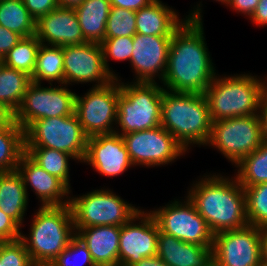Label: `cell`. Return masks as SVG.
<instances>
[{
	"mask_svg": "<svg viewBox=\"0 0 267 266\" xmlns=\"http://www.w3.org/2000/svg\"><path fill=\"white\" fill-rule=\"evenodd\" d=\"M261 262H267V228L261 229Z\"/></svg>",
	"mask_w": 267,
	"mask_h": 266,
	"instance_id": "cell-46",
	"label": "cell"
},
{
	"mask_svg": "<svg viewBox=\"0 0 267 266\" xmlns=\"http://www.w3.org/2000/svg\"><path fill=\"white\" fill-rule=\"evenodd\" d=\"M157 256L169 266H204L213 257V246L183 242L159 230Z\"/></svg>",
	"mask_w": 267,
	"mask_h": 266,
	"instance_id": "cell-22",
	"label": "cell"
},
{
	"mask_svg": "<svg viewBox=\"0 0 267 266\" xmlns=\"http://www.w3.org/2000/svg\"><path fill=\"white\" fill-rule=\"evenodd\" d=\"M27 190L17 170L0 172V208L20 227L28 204Z\"/></svg>",
	"mask_w": 267,
	"mask_h": 266,
	"instance_id": "cell-24",
	"label": "cell"
},
{
	"mask_svg": "<svg viewBox=\"0 0 267 266\" xmlns=\"http://www.w3.org/2000/svg\"><path fill=\"white\" fill-rule=\"evenodd\" d=\"M23 2L35 21L58 7L56 0H23Z\"/></svg>",
	"mask_w": 267,
	"mask_h": 266,
	"instance_id": "cell-39",
	"label": "cell"
},
{
	"mask_svg": "<svg viewBox=\"0 0 267 266\" xmlns=\"http://www.w3.org/2000/svg\"><path fill=\"white\" fill-rule=\"evenodd\" d=\"M75 229L94 226H122L140 210L110 190H95L70 198Z\"/></svg>",
	"mask_w": 267,
	"mask_h": 266,
	"instance_id": "cell-8",
	"label": "cell"
},
{
	"mask_svg": "<svg viewBox=\"0 0 267 266\" xmlns=\"http://www.w3.org/2000/svg\"><path fill=\"white\" fill-rule=\"evenodd\" d=\"M22 38L18 33L0 25V61Z\"/></svg>",
	"mask_w": 267,
	"mask_h": 266,
	"instance_id": "cell-40",
	"label": "cell"
},
{
	"mask_svg": "<svg viewBox=\"0 0 267 266\" xmlns=\"http://www.w3.org/2000/svg\"><path fill=\"white\" fill-rule=\"evenodd\" d=\"M110 8L109 0H84L74 8L82 34L87 42L100 44L105 39Z\"/></svg>",
	"mask_w": 267,
	"mask_h": 266,
	"instance_id": "cell-25",
	"label": "cell"
},
{
	"mask_svg": "<svg viewBox=\"0 0 267 266\" xmlns=\"http://www.w3.org/2000/svg\"><path fill=\"white\" fill-rule=\"evenodd\" d=\"M236 179L243 188L267 182V144L262 143L237 165Z\"/></svg>",
	"mask_w": 267,
	"mask_h": 266,
	"instance_id": "cell-30",
	"label": "cell"
},
{
	"mask_svg": "<svg viewBox=\"0 0 267 266\" xmlns=\"http://www.w3.org/2000/svg\"><path fill=\"white\" fill-rule=\"evenodd\" d=\"M216 1H220V2H222L223 4H226V5H228L229 2H230V0H216Z\"/></svg>",
	"mask_w": 267,
	"mask_h": 266,
	"instance_id": "cell-51",
	"label": "cell"
},
{
	"mask_svg": "<svg viewBox=\"0 0 267 266\" xmlns=\"http://www.w3.org/2000/svg\"><path fill=\"white\" fill-rule=\"evenodd\" d=\"M213 258L220 266H260L261 228L248 224L214 234Z\"/></svg>",
	"mask_w": 267,
	"mask_h": 266,
	"instance_id": "cell-14",
	"label": "cell"
},
{
	"mask_svg": "<svg viewBox=\"0 0 267 266\" xmlns=\"http://www.w3.org/2000/svg\"><path fill=\"white\" fill-rule=\"evenodd\" d=\"M199 4L173 33L163 84L173 92L204 94L215 68L205 43Z\"/></svg>",
	"mask_w": 267,
	"mask_h": 266,
	"instance_id": "cell-1",
	"label": "cell"
},
{
	"mask_svg": "<svg viewBox=\"0 0 267 266\" xmlns=\"http://www.w3.org/2000/svg\"><path fill=\"white\" fill-rule=\"evenodd\" d=\"M201 178L187 197L214 234L248 225L244 188L234 177L219 175Z\"/></svg>",
	"mask_w": 267,
	"mask_h": 266,
	"instance_id": "cell-2",
	"label": "cell"
},
{
	"mask_svg": "<svg viewBox=\"0 0 267 266\" xmlns=\"http://www.w3.org/2000/svg\"><path fill=\"white\" fill-rule=\"evenodd\" d=\"M64 84L96 82L94 87L106 85L115 77L106 69L101 44L86 42L63 46Z\"/></svg>",
	"mask_w": 267,
	"mask_h": 266,
	"instance_id": "cell-15",
	"label": "cell"
},
{
	"mask_svg": "<svg viewBox=\"0 0 267 266\" xmlns=\"http://www.w3.org/2000/svg\"><path fill=\"white\" fill-rule=\"evenodd\" d=\"M119 133L115 131L112 134L89 137L83 162L89 163L102 175L110 177L122 174L133 166Z\"/></svg>",
	"mask_w": 267,
	"mask_h": 266,
	"instance_id": "cell-18",
	"label": "cell"
},
{
	"mask_svg": "<svg viewBox=\"0 0 267 266\" xmlns=\"http://www.w3.org/2000/svg\"><path fill=\"white\" fill-rule=\"evenodd\" d=\"M258 117L261 123V132H262V142L267 144V98L262 97Z\"/></svg>",
	"mask_w": 267,
	"mask_h": 266,
	"instance_id": "cell-44",
	"label": "cell"
},
{
	"mask_svg": "<svg viewBox=\"0 0 267 266\" xmlns=\"http://www.w3.org/2000/svg\"><path fill=\"white\" fill-rule=\"evenodd\" d=\"M42 80L64 84V55L63 47L42 44L37 52L34 72L31 81L40 83Z\"/></svg>",
	"mask_w": 267,
	"mask_h": 266,
	"instance_id": "cell-27",
	"label": "cell"
},
{
	"mask_svg": "<svg viewBox=\"0 0 267 266\" xmlns=\"http://www.w3.org/2000/svg\"><path fill=\"white\" fill-rule=\"evenodd\" d=\"M21 227L0 208V242L19 239Z\"/></svg>",
	"mask_w": 267,
	"mask_h": 266,
	"instance_id": "cell-38",
	"label": "cell"
},
{
	"mask_svg": "<svg viewBox=\"0 0 267 266\" xmlns=\"http://www.w3.org/2000/svg\"><path fill=\"white\" fill-rule=\"evenodd\" d=\"M213 121L258 114L264 96V81L240 74L214 77L204 93Z\"/></svg>",
	"mask_w": 267,
	"mask_h": 266,
	"instance_id": "cell-5",
	"label": "cell"
},
{
	"mask_svg": "<svg viewBox=\"0 0 267 266\" xmlns=\"http://www.w3.org/2000/svg\"><path fill=\"white\" fill-rule=\"evenodd\" d=\"M80 257L83 259V262L75 266H82L85 263L89 264V266H96L87 246L76 235L70 241L69 245L50 263L49 266H74L70 262H73L75 259L78 261V258L80 259ZM71 259H73V261H70ZM82 259L80 260L82 261Z\"/></svg>",
	"mask_w": 267,
	"mask_h": 266,
	"instance_id": "cell-37",
	"label": "cell"
},
{
	"mask_svg": "<svg viewBox=\"0 0 267 266\" xmlns=\"http://www.w3.org/2000/svg\"><path fill=\"white\" fill-rule=\"evenodd\" d=\"M136 32V11L111 6L105 38L133 37Z\"/></svg>",
	"mask_w": 267,
	"mask_h": 266,
	"instance_id": "cell-34",
	"label": "cell"
},
{
	"mask_svg": "<svg viewBox=\"0 0 267 266\" xmlns=\"http://www.w3.org/2000/svg\"><path fill=\"white\" fill-rule=\"evenodd\" d=\"M100 44L103 51L105 67L116 78V74L109 68L107 58L110 57L118 61L129 59L130 61L133 52V37L105 38Z\"/></svg>",
	"mask_w": 267,
	"mask_h": 266,
	"instance_id": "cell-35",
	"label": "cell"
},
{
	"mask_svg": "<svg viewBox=\"0 0 267 266\" xmlns=\"http://www.w3.org/2000/svg\"><path fill=\"white\" fill-rule=\"evenodd\" d=\"M163 91L157 82H120L116 121L121 127L120 135L161 125Z\"/></svg>",
	"mask_w": 267,
	"mask_h": 266,
	"instance_id": "cell-6",
	"label": "cell"
},
{
	"mask_svg": "<svg viewBox=\"0 0 267 266\" xmlns=\"http://www.w3.org/2000/svg\"><path fill=\"white\" fill-rule=\"evenodd\" d=\"M25 152L46 172L69 183V159L74 157L66 152L50 148H25Z\"/></svg>",
	"mask_w": 267,
	"mask_h": 266,
	"instance_id": "cell-32",
	"label": "cell"
},
{
	"mask_svg": "<svg viewBox=\"0 0 267 266\" xmlns=\"http://www.w3.org/2000/svg\"><path fill=\"white\" fill-rule=\"evenodd\" d=\"M133 266H169L157 255L146 257L134 264Z\"/></svg>",
	"mask_w": 267,
	"mask_h": 266,
	"instance_id": "cell-45",
	"label": "cell"
},
{
	"mask_svg": "<svg viewBox=\"0 0 267 266\" xmlns=\"http://www.w3.org/2000/svg\"><path fill=\"white\" fill-rule=\"evenodd\" d=\"M0 25L22 37L36 34V21L23 0H0Z\"/></svg>",
	"mask_w": 267,
	"mask_h": 266,
	"instance_id": "cell-29",
	"label": "cell"
},
{
	"mask_svg": "<svg viewBox=\"0 0 267 266\" xmlns=\"http://www.w3.org/2000/svg\"><path fill=\"white\" fill-rule=\"evenodd\" d=\"M249 225L267 228V182L244 188Z\"/></svg>",
	"mask_w": 267,
	"mask_h": 266,
	"instance_id": "cell-33",
	"label": "cell"
},
{
	"mask_svg": "<svg viewBox=\"0 0 267 266\" xmlns=\"http://www.w3.org/2000/svg\"><path fill=\"white\" fill-rule=\"evenodd\" d=\"M58 7L62 8H76L84 0H56Z\"/></svg>",
	"mask_w": 267,
	"mask_h": 266,
	"instance_id": "cell-47",
	"label": "cell"
},
{
	"mask_svg": "<svg viewBox=\"0 0 267 266\" xmlns=\"http://www.w3.org/2000/svg\"><path fill=\"white\" fill-rule=\"evenodd\" d=\"M134 166H159L173 162L186 150L161 125L121 135Z\"/></svg>",
	"mask_w": 267,
	"mask_h": 266,
	"instance_id": "cell-13",
	"label": "cell"
},
{
	"mask_svg": "<svg viewBox=\"0 0 267 266\" xmlns=\"http://www.w3.org/2000/svg\"><path fill=\"white\" fill-rule=\"evenodd\" d=\"M17 172L21 175L25 188L31 186L42 201V206L69 205V199H64L71 193L68 186L60 178L49 174L41 168L26 152L22 154L17 165Z\"/></svg>",
	"mask_w": 267,
	"mask_h": 266,
	"instance_id": "cell-20",
	"label": "cell"
},
{
	"mask_svg": "<svg viewBox=\"0 0 267 266\" xmlns=\"http://www.w3.org/2000/svg\"><path fill=\"white\" fill-rule=\"evenodd\" d=\"M75 231L87 246L96 266H119L121 226H94Z\"/></svg>",
	"mask_w": 267,
	"mask_h": 266,
	"instance_id": "cell-21",
	"label": "cell"
},
{
	"mask_svg": "<svg viewBox=\"0 0 267 266\" xmlns=\"http://www.w3.org/2000/svg\"><path fill=\"white\" fill-rule=\"evenodd\" d=\"M171 203L150 211L159 230L183 242L213 246L214 233L189 198H186L185 204L176 200Z\"/></svg>",
	"mask_w": 267,
	"mask_h": 266,
	"instance_id": "cell-12",
	"label": "cell"
},
{
	"mask_svg": "<svg viewBox=\"0 0 267 266\" xmlns=\"http://www.w3.org/2000/svg\"><path fill=\"white\" fill-rule=\"evenodd\" d=\"M259 1L260 0H230L228 6L233 8L235 11L248 15L250 18Z\"/></svg>",
	"mask_w": 267,
	"mask_h": 266,
	"instance_id": "cell-41",
	"label": "cell"
},
{
	"mask_svg": "<svg viewBox=\"0 0 267 266\" xmlns=\"http://www.w3.org/2000/svg\"><path fill=\"white\" fill-rule=\"evenodd\" d=\"M25 148H50L66 152L83 162L87 140L74 113L68 116L43 118L34 121L25 131Z\"/></svg>",
	"mask_w": 267,
	"mask_h": 266,
	"instance_id": "cell-7",
	"label": "cell"
},
{
	"mask_svg": "<svg viewBox=\"0 0 267 266\" xmlns=\"http://www.w3.org/2000/svg\"><path fill=\"white\" fill-rule=\"evenodd\" d=\"M266 80L264 81V96L267 98V82H266Z\"/></svg>",
	"mask_w": 267,
	"mask_h": 266,
	"instance_id": "cell-50",
	"label": "cell"
},
{
	"mask_svg": "<svg viewBox=\"0 0 267 266\" xmlns=\"http://www.w3.org/2000/svg\"><path fill=\"white\" fill-rule=\"evenodd\" d=\"M41 42L36 35L23 37L1 60L6 66L32 76Z\"/></svg>",
	"mask_w": 267,
	"mask_h": 266,
	"instance_id": "cell-31",
	"label": "cell"
},
{
	"mask_svg": "<svg viewBox=\"0 0 267 266\" xmlns=\"http://www.w3.org/2000/svg\"><path fill=\"white\" fill-rule=\"evenodd\" d=\"M11 119L12 115L0 107V129L3 128Z\"/></svg>",
	"mask_w": 267,
	"mask_h": 266,
	"instance_id": "cell-48",
	"label": "cell"
},
{
	"mask_svg": "<svg viewBox=\"0 0 267 266\" xmlns=\"http://www.w3.org/2000/svg\"><path fill=\"white\" fill-rule=\"evenodd\" d=\"M120 81L116 77L106 85L93 87L84 97L76 94L75 114L88 138L116 131L112 125L117 121Z\"/></svg>",
	"mask_w": 267,
	"mask_h": 266,
	"instance_id": "cell-10",
	"label": "cell"
},
{
	"mask_svg": "<svg viewBox=\"0 0 267 266\" xmlns=\"http://www.w3.org/2000/svg\"><path fill=\"white\" fill-rule=\"evenodd\" d=\"M63 85L48 88L31 82L12 119L25 131L36 120L74 114L76 93Z\"/></svg>",
	"mask_w": 267,
	"mask_h": 266,
	"instance_id": "cell-11",
	"label": "cell"
},
{
	"mask_svg": "<svg viewBox=\"0 0 267 266\" xmlns=\"http://www.w3.org/2000/svg\"><path fill=\"white\" fill-rule=\"evenodd\" d=\"M254 24L258 26L267 25V0H260L256 6L255 11L249 18Z\"/></svg>",
	"mask_w": 267,
	"mask_h": 266,
	"instance_id": "cell-43",
	"label": "cell"
},
{
	"mask_svg": "<svg viewBox=\"0 0 267 266\" xmlns=\"http://www.w3.org/2000/svg\"><path fill=\"white\" fill-rule=\"evenodd\" d=\"M260 266H267V262H261Z\"/></svg>",
	"mask_w": 267,
	"mask_h": 266,
	"instance_id": "cell-52",
	"label": "cell"
},
{
	"mask_svg": "<svg viewBox=\"0 0 267 266\" xmlns=\"http://www.w3.org/2000/svg\"><path fill=\"white\" fill-rule=\"evenodd\" d=\"M174 9L154 0L148 6L136 11V32L142 35L172 36L185 22L178 18Z\"/></svg>",
	"mask_w": 267,
	"mask_h": 266,
	"instance_id": "cell-23",
	"label": "cell"
},
{
	"mask_svg": "<svg viewBox=\"0 0 267 266\" xmlns=\"http://www.w3.org/2000/svg\"><path fill=\"white\" fill-rule=\"evenodd\" d=\"M258 114L212 122L208 145L218 148L235 166L262 144Z\"/></svg>",
	"mask_w": 267,
	"mask_h": 266,
	"instance_id": "cell-9",
	"label": "cell"
},
{
	"mask_svg": "<svg viewBox=\"0 0 267 266\" xmlns=\"http://www.w3.org/2000/svg\"><path fill=\"white\" fill-rule=\"evenodd\" d=\"M24 152V129L11 119L0 129V172L15 171Z\"/></svg>",
	"mask_w": 267,
	"mask_h": 266,
	"instance_id": "cell-28",
	"label": "cell"
},
{
	"mask_svg": "<svg viewBox=\"0 0 267 266\" xmlns=\"http://www.w3.org/2000/svg\"><path fill=\"white\" fill-rule=\"evenodd\" d=\"M204 266H220L218 262L212 257L208 263H206Z\"/></svg>",
	"mask_w": 267,
	"mask_h": 266,
	"instance_id": "cell-49",
	"label": "cell"
},
{
	"mask_svg": "<svg viewBox=\"0 0 267 266\" xmlns=\"http://www.w3.org/2000/svg\"><path fill=\"white\" fill-rule=\"evenodd\" d=\"M139 224L136 225V221ZM159 227L150 212L140 211L121 226L119 266H133L146 257L157 255Z\"/></svg>",
	"mask_w": 267,
	"mask_h": 266,
	"instance_id": "cell-16",
	"label": "cell"
},
{
	"mask_svg": "<svg viewBox=\"0 0 267 266\" xmlns=\"http://www.w3.org/2000/svg\"><path fill=\"white\" fill-rule=\"evenodd\" d=\"M111 6L121 7L131 11H138L142 7L148 6L154 0H109Z\"/></svg>",
	"mask_w": 267,
	"mask_h": 266,
	"instance_id": "cell-42",
	"label": "cell"
},
{
	"mask_svg": "<svg viewBox=\"0 0 267 266\" xmlns=\"http://www.w3.org/2000/svg\"><path fill=\"white\" fill-rule=\"evenodd\" d=\"M35 35L42 44L46 45L63 47L87 42L82 34L74 8L57 7L41 16L36 21Z\"/></svg>",
	"mask_w": 267,
	"mask_h": 266,
	"instance_id": "cell-19",
	"label": "cell"
},
{
	"mask_svg": "<svg viewBox=\"0 0 267 266\" xmlns=\"http://www.w3.org/2000/svg\"><path fill=\"white\" fill-rule=\"evenodd\" d=\"M31 82L27 73L0 62V107L13 116Z\"/></svg>",
	"mask_w": 267,
	"mask_h": 266,
	"instance_id": "cell-26",
	"label": "cell"
},
{
	"mask_svg": "<svg viewBox=\"0 0 267 266\" xmlns=\"http://www.w3.org/2000/svg\"><path fill=\"white\" fill-rule=\"evenodd\" d=\"M29 235L21 234L20 239L32 262L35 266H49L76 236L70 205L40 206Z\"/></svg>",
	"mask_w": 267,
	"mask_h": 266,
	"instance_id": "cell-4",
	"label": "cell"
},
{
	"mask_svg": "<svg viewBox=\"0 0 267 266\" xmlns=\"http://www.w3.org/2000/svg\"><path fill=\"white\" fill-rule=\"evenodd\" d=\"M171 39L172 36L142 34L133 36V52L130 63L136 73V82H155L156 76L159 77V80H163L167 69Z\"/></svg>",
	"mask_w": 267,
	"mask_h": 266,
	"instance_id": "cell-17",
	"label": "cell"
},
{
	"mask_svg": "<svg viewBox=\"0 0 267 266\" xmlns=\"http://www.w3.org/2000/svg\"><path fill=\"white\" fill-rule=\"evenodd\" d=\"M0 262L1 266H35L20 238L0 242Z\"/></svg>",
	"mask_w": 267,
	"mask_h": 266,
	"instance_id": "cell-36",
	"label": "cell"
},
{
	"mask_svg": "<svg viewBox=\"0 0 267 266\" xmlns=\"http://www.w3.org/2000/svg\"><path fill=\"white\" fill-rule=\"evenodd\" d=\"M161 126L187 151L189 144L207 145L212 128L204 94L173 92L164 89Z\"/></svg>",
	"mask_w": 267,
	"mask_h": 266,
	"instance_id": "cell-3",
	"label": "cell"
}]
</instances>
